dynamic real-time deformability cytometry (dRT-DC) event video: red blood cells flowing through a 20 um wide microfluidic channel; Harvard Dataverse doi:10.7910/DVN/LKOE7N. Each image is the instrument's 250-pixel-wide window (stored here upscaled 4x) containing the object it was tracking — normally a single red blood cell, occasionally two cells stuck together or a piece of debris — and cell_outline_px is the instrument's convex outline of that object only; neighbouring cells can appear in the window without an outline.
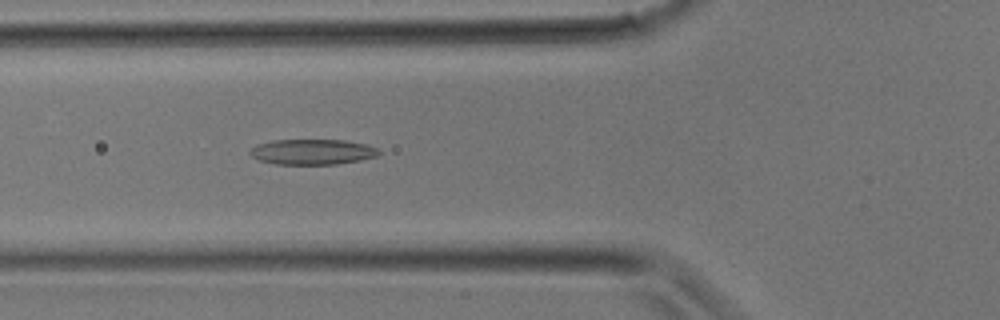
{"species": "common noctule bat (a hibernating species)", "species_latin": "Nyctalus noctula", "temperature_condition": "room temperature", "stored_images_in_passage": 10, "camera_frame_rate_fps": 3000, "um_per_image_px": 0.085, "animal": {"sex": "male", "body_mass_g": 17.9}, "frame": {"image": 1, "passage_image": 10, "time_ms": 3.0, "image_size_px": [1000, 320], "cell_outline_px": [[380, 152], [376, 156], [360, 160], [336, 164], [276, 164], [260, 160], [252, 156], [248, 152], [256, 144], [272, 140], [344, 140], [368, 144], [376, 148]], "centroid_in_image_um": [26.54, 12.9], "position_along_channel_um": 99.3, "area_um2": 19.02}}